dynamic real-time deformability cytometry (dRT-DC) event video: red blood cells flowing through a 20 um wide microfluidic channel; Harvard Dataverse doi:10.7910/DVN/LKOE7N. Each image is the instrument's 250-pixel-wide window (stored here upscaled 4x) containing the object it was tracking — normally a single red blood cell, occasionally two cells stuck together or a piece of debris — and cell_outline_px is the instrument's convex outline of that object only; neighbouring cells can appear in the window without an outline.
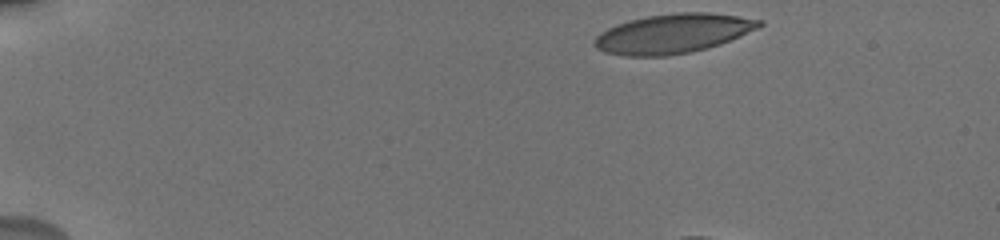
{"species": "human", "species_latin": "Homo sapiens", "temperature_condition": "cold", "stored_images_in_passage": 11, "camera_frame_rate_fps": 3000, "um_per_image_px": 0.085, "donor": {"sex": "male"}, "frame": {"image": 1, "passage_image": 1, "time_ms": 0.0, "image_size_px": [1000, 240], "cell_outline_px": [[764, 24], [740, 36], [720, 44], [692, 52], [668, 56], [624, 56], [604, 52], [596, 48], [592, 44], [592, 40], [600, 32], [616, 24], [628, 20], [648, 16], [676, 12], [708, 12], [764, 20]], "centroid_in_image_um": [57.16, 2.86], "position_along_channel_um": 27.8, "area_um2": 37.97}}